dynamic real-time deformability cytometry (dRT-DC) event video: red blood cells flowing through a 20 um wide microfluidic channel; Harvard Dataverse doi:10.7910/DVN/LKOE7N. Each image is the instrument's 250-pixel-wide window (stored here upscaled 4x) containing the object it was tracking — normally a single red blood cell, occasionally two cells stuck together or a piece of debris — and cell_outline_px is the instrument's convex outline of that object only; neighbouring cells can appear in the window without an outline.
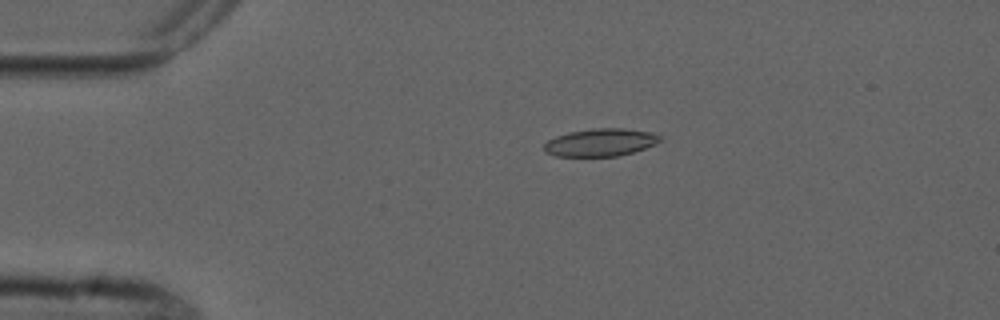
{"species": "common noctule bat (a hibernating species)", "species_latin": "Nyctalus noctula", "temperature_condition": "cold", "stored_images_in_passage": 6, "camera_frame_rate_fps": 3000, "um_per_image_px": 0.085, "animal": {"sex": "male", "forearm_length_mm": 52.5}, "frame": {"image": 1, "passage_image": 4, "time_ms": 3.333, "image_size_px": [1000, 320], "cell_outline_px": [[660, 140], [656, 144], [620, 156], [556, 156], [544, 152], [544, 144], [548, 140], [556, 136], [568, 132], [592, 128], [624, 128], [652, 132], [660, 136]], "centroid_in_image_um": [51.02, 12.1], "position_along_channel_um": 34.0, "area_um2": 18.73}}
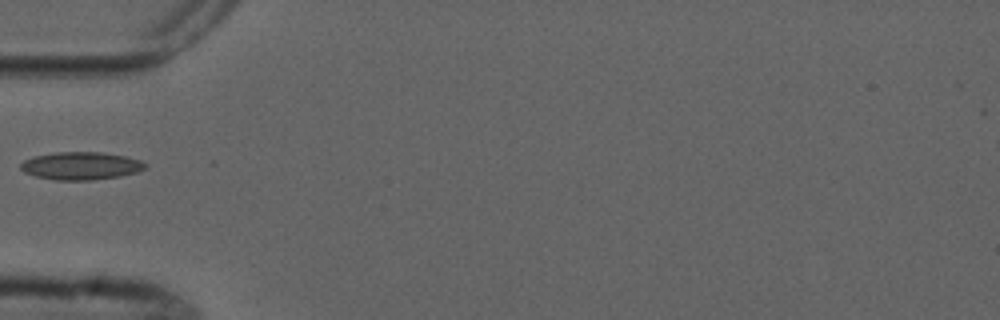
{"frame": {"image": 2, "passage_image": 6, "time_ms": 5.667, "image_size_px": [1000, 320], "cell_outline_px": [[148, 164], [144, 168], [136, 172], [120, 176], [92, 180], [56, 180], [36, 176], [24, 172], [20, 168], [20, 164], [24, 160], [32, 156], [56, 152], [100, 152], [124, 156], [140, 160]], "centroid_in_image_um": [6.85, 14.09], "position_along_channel_um": 78.1, "area_um2": 20.11}}